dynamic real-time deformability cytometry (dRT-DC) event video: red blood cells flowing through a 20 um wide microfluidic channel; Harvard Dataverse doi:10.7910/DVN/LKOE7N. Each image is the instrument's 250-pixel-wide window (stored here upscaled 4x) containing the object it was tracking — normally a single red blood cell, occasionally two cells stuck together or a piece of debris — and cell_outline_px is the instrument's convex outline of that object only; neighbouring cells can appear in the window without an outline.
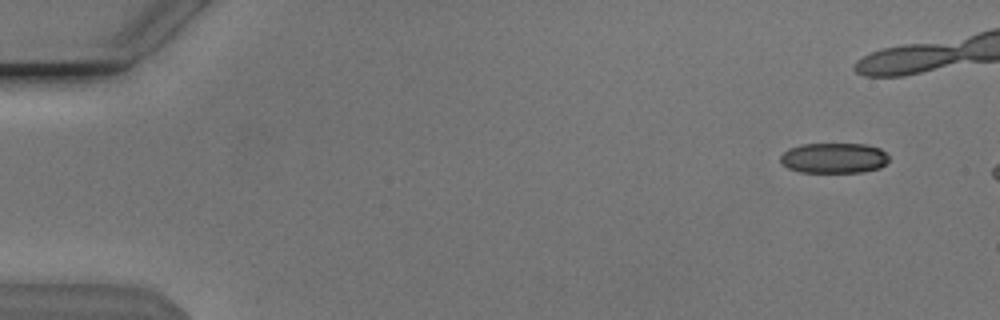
{"species": "Egyptian fruit bat (a non-hibernating species)", "species_latin": "Rousettus aegyptiacus", "temperature_condition": "cold", "stored_images_in_passage": 10, "camera_frame_rate_fps": 3000, "um_per_image_px": 0.085, "animal": {"sex": "male"}, "frame": {"image": 1, "passage_image": 4, "time_ms": 1.0, "image_size_px": [1000, 320], "cell_outline_px": [[888, 160], [880, 168], [860, 172], [800, 172], [788, 168], [780, 160], [780, 156], [788, 148], [800, 144], [864, 144], [880, 148], [888, 156]], "centroid_in_image_um": [70.86, 13.43], "position_along_channel_um": 14.1, "area_um2": 19.13}}